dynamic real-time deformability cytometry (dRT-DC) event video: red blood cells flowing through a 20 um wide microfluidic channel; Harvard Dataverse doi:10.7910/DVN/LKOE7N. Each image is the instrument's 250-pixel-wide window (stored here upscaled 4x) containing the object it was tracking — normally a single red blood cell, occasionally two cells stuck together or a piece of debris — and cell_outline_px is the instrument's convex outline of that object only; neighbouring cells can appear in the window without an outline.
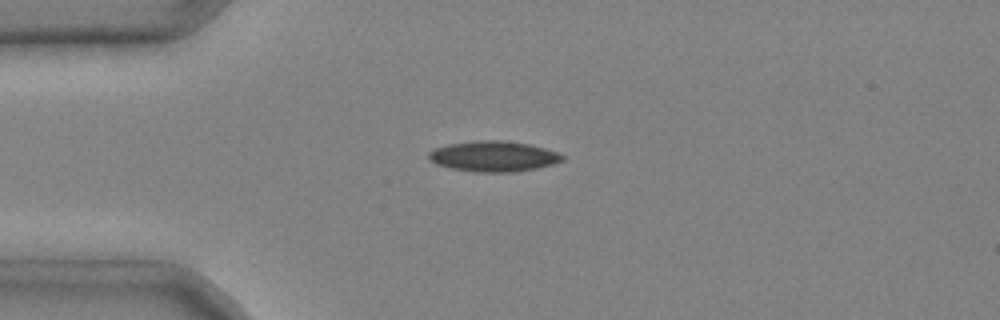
{"species": "common noctule bat (a hibernating species)", "species_latin": "Nyctalus noctula", "temperature_condition": "cold", "stored_images_in_passage": 3, "camera_frame_rate_fps": 3000, "um_per_image_px": 0.085, "animal": {"sex": "male", "body_mass_g": 20.4}, "frame": {"image": 1, "passage_image": 3, "time_ms": 0.667, "image_size_px": [1000, 320], "cell_outline_px": [[564, 160], [552, 164], [536, 168], [516, 172], [472, 172], [452, 168], [436, 164], [428, 160], [428, 152], [436, 148], [448, 144], [476, 140], [504, 140], [528, 144], [544, 148], [556, 152], [564, 156]], "centroid_in_image_um": [41.92, 13.29], "position_along_channel_um": 43.1, "area_um2": 23.81}}